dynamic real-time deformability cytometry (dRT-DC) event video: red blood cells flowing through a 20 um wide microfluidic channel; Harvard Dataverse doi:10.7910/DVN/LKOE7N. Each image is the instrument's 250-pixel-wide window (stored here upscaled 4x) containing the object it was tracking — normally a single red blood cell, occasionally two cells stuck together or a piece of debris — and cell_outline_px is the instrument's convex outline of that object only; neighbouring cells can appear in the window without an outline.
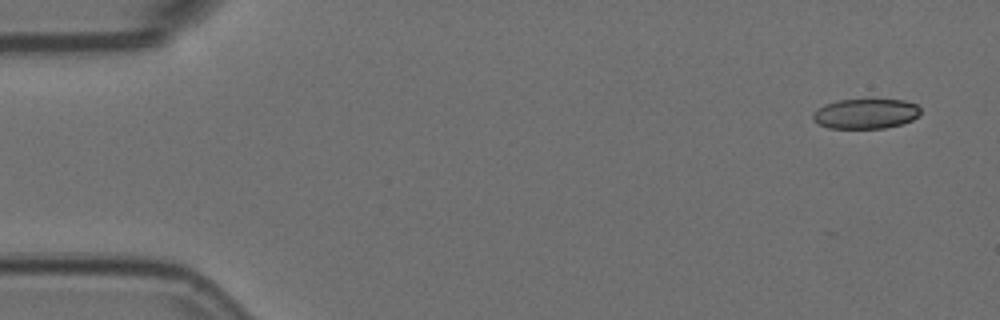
{"species": "Egyptian fruit bat (a non-hibernating species)", "species_latin": "Rousettus aegyptiacus", "temperature_condition": "room temperature", "stored_images_in_passage": 5, "segment_of_instrument_passage": [1, 2], "camera_frame_rate_fps": 3000, "um_per_image_px": 0.085, "animal": {"sex": "female"}, "frame": {"image": 1, "passage_image": 1, "time_ms": 0.0, "image_size_px": [1000, 320], "cell_outline_px": [[920, 112], [912, 120], [900, 124], [884, 128], [828, 128], [812, 120], [812, 112], [816, 108], [824, 104], [840, 100], [904, 100], [916, 104], [920, 108]], "centroid_in_image_um": [73.53, 9.66], "position_along_channel_um": 11.5, "area_um2": 18.73}}
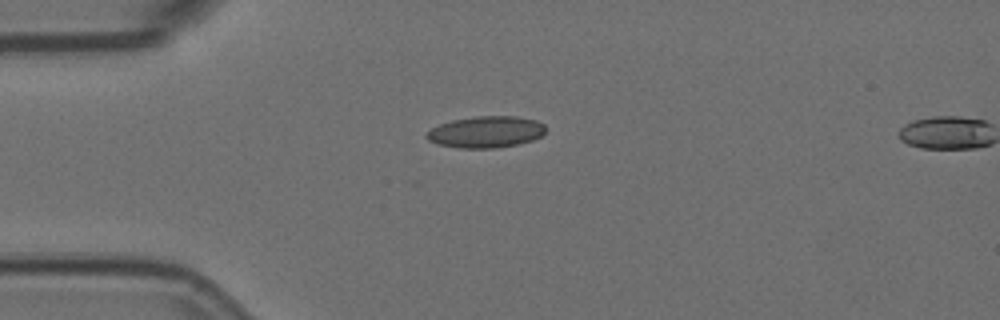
{"frame": {"image": 2, "passage_image": 4, "time_ms": 1.0, "image_size_px": [1000, 320], "cell_outline_px": [[544, 132], [540, 136], [532, 140], [516, 144], [492, 148], [460, 148], [436, 144], [428, 140], [424, 136], [432, 128], [440, 124], [452, 120], [476, 116], [516, 116], [536, 120], [544, 124]], "centroid_in_image_um": [41.27, 11.21], "position_along_channel_um": 43.7, "area_um2": 21.73}}